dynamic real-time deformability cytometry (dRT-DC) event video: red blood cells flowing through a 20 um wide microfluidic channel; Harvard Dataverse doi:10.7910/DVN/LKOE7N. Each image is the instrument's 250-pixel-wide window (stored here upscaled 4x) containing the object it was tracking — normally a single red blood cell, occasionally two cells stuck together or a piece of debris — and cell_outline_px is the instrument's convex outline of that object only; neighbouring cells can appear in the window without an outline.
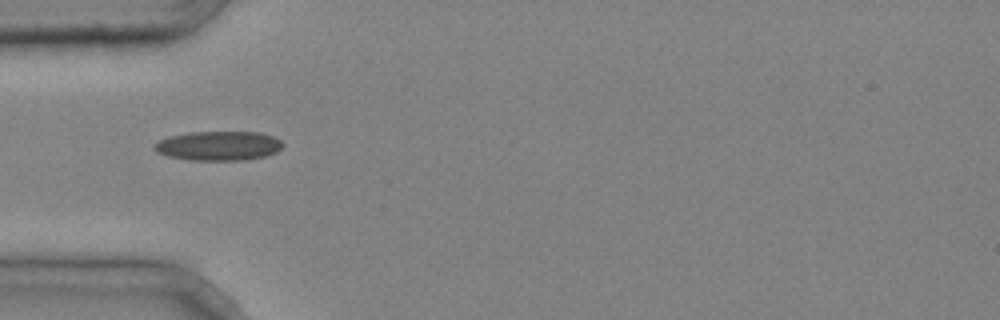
{"species": "common noctule bat (a hibernating species)", "species_latin": "Nyctalus noctula", "temperature_condition": "cold", "stored_images_in_passage": 4, "camera_frame_rate_fps": 3000, "um_per_image_px": 0.085, "animal": {"sex": "male", "body_mass_g": 20.4}, "frame": {"image": 1, "passage_image": 4, "time_ms": 1.0, "image_size_px": [1000, 320], "cell_outline_px": [[284, 144], [276, 152], [264, 156], [248, 160], [188, 160], [168, 156], [156, 152], [152, 148], [160, 140], [168, 136], [192, 132], [260, 132], [272, 136], [280, 140]], "centroid_in_image_um": [18.57, 12.4], "position_along_channel_um": 66.4, "area_um2": 21.96}}